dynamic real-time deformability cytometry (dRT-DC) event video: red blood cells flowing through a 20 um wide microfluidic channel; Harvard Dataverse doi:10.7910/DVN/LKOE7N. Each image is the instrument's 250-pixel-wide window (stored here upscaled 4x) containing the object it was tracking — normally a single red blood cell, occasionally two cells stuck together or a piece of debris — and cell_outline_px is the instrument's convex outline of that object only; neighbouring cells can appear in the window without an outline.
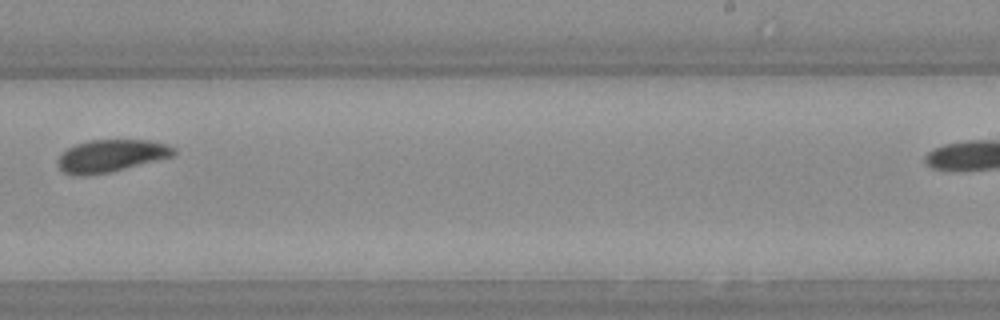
{"species": "Egyptian fruit bat (a non-hibernating species)", "species_latin": "Rousettus aegyptiacus", "temperature_condition": "warm", "stored_images_in_passage": 32, "camera_frame_rate_fps": 3000, "um_per_image_px": 0.085, "animal": {"sex": "female"}, "frame": {"image": 1, "passage_image": 23, "time_ms": 7.333, "image_size_px": [1000, 320], "cell_outline_px": [[176, 152], [172, 156], [112, 172], [88, 176], [76, 176], [64, 172], [56, 164], [56, 160], [68, 148], [76, 144], [88, 140], [148, 140], [168, 144], [176, 148]], "centroid_in_image_um": [9.43, 13.25], "position_along_channel_um": 279.6, "area_um2": 22.02}}